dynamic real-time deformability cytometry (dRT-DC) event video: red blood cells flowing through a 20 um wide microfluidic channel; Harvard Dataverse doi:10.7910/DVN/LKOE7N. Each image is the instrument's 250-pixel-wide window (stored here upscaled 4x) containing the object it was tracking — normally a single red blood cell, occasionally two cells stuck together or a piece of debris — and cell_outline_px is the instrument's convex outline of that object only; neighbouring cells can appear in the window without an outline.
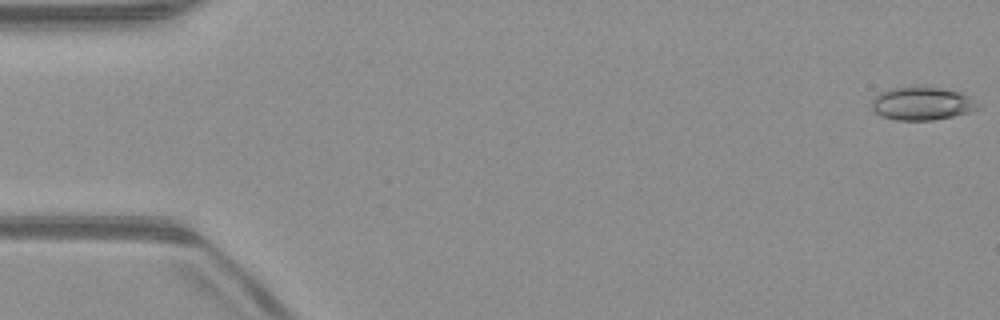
{"species": "common noctule bat (a hibernating species)", "species_latin": "Nyctalus noctula", "temperature_condition": "warm", "stored_images_in_passage": 52, "camera_frame_rate_fps": 3000, "um_per_image_px": 0.085, "animal": {"sex": "male", "body_mass_g": 23.1, "forearm_length_mm": 52.7}, "frame": {"image": 1, "passage_image": 1, "time_ms": 0.0, "image_size_px": [1000, 320], "cell_outline_px": [[976, 108], [968, 112], [952, 116], [932, 120], [896, 120], [880, 116], [872, 108], [872, 100], [880, 92], [892, 88], [940, 88], [960, 92], [968, 96]], "centroid_in_image_um": [78.28, 8.82], "position_along_channel_um": 6.7, "area_um2": 19.71}}
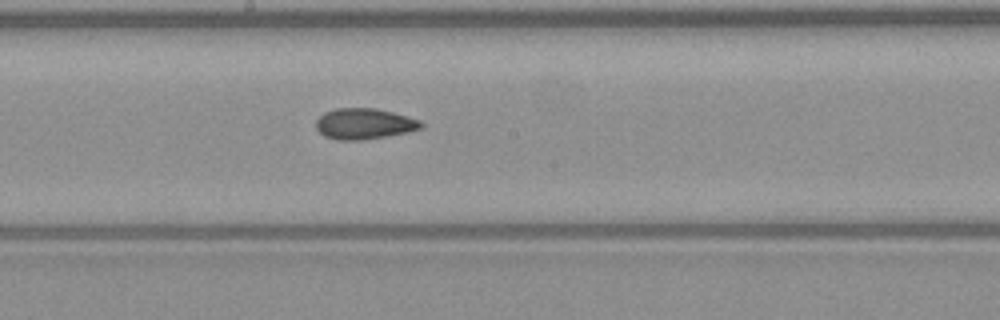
{"frame": {"image": 2, "passage_image": 28, "time_ms": 9.0, "image_size_px": [1000, 320], "cell_outline_px": [[424, 124], [420, 128], [408, 132], [364, 140], [340, 140], [324, 136], [316, 128], [316, 120], [324, 112], [336, 108], [376, 108], [392, 112], [420, 120]], "centroid_in_image_um": [30.94, 10.52], "position_along_channel_um": 217.3, "area_um2": 18.84}}
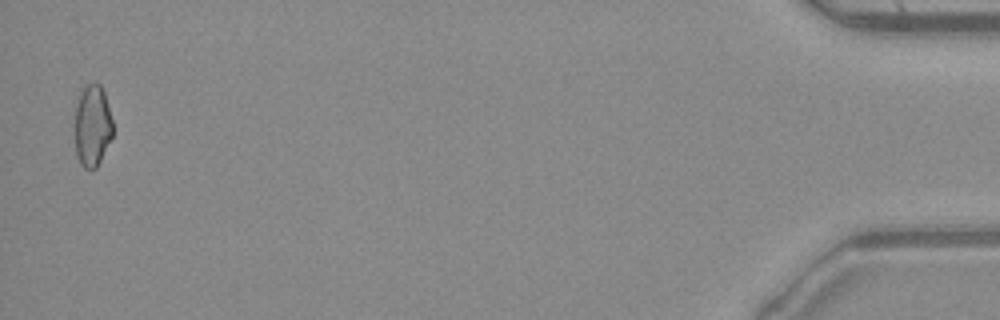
{"frame": {"image": 3, "passage_image": 51, "time_ms": 16.667, "image_size_px": [1000, 320], "cell_outline_px": [[112, 136], [96, 168], [84, 168], [80, 164], [76, 156], [76, 108], [80, 96], [84, 88], [88, 84], [100, 84], [104, 92], [112, 120]], "centroid_in_image_um": [7.86, 10.72], "position_along_channel_um": 427.3, "area_um2": 17.51}, "authors_computed_cell_mechanics": {"area_um2": 18.8139, "velocity_mm_per_s": 4.0291, "shape_relaxation_time_tau1_ms": null, "shape_relaxation_time_tau2_ms": 2.4242, "deformation_change_tau1": null, "deformation_change_tau2": 0.084}}